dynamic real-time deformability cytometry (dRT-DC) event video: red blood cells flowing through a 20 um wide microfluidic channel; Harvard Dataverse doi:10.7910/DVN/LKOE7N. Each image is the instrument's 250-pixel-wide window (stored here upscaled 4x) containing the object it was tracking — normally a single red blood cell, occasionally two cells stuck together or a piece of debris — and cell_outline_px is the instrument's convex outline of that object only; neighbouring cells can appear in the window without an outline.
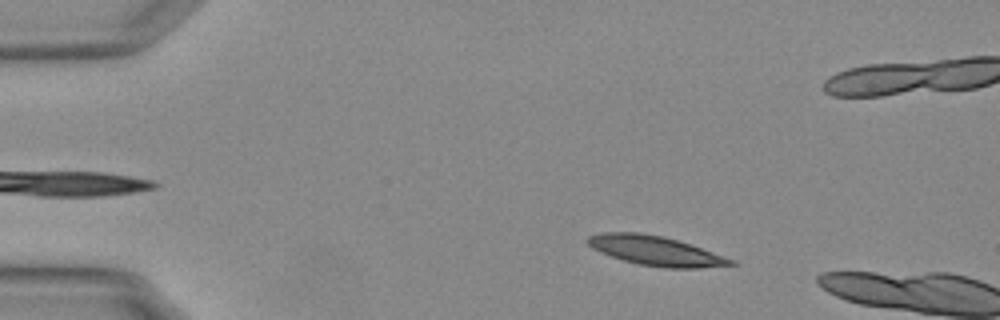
{"species": "Egyptian fruit bat (a non-hibernating species)", "species_latin": "Rousettus aegyptiacus", "temperature_condition": "warm", "stored_images_in_passage": 12, "camera_frame_rate_fps": 3000, "um_per_image_px": 0.085, "animal": {"sex": "female"}, "frame": {"image": 1, "passage_image": 9, "time_ms": 2.667, "image_size_px": [1000, 320], "cell_outline_px": [[740, 264], [696, 268], [664, 268], [636, 264], [600, 252], [592, 248], [584, 240], [588, 236], [604, 232], [640, 232], [664, 236], [736, 260]], "centroid_in_image_um": [55.7, 21.31], "position_along_channel_um": 29.3, "area_um2": 24.57}}